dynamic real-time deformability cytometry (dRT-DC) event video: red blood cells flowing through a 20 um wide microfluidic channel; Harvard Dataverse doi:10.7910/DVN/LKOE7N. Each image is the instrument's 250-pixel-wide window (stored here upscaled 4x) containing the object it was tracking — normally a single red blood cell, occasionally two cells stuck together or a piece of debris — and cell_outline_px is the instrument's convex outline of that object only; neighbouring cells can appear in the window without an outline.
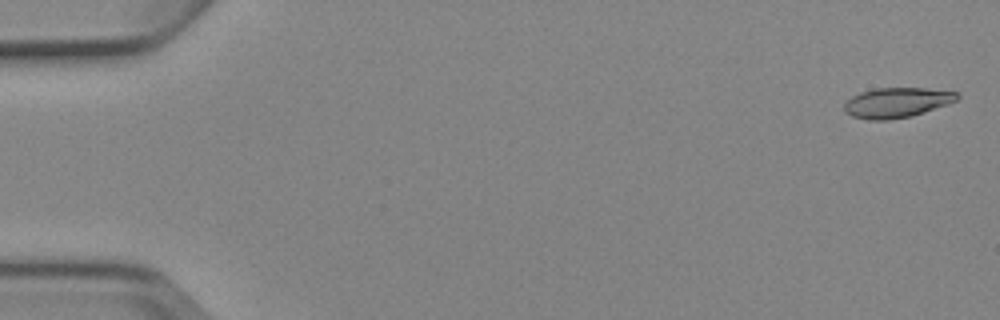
{"species": "Egyptian fruit bat (a non-hibernating species)", "species_latin": "Rousettus aegyptiacus", "temperature_condition": "cold", "stored_images_in_passage": 4, "camera_frame_rate_fps": 3000, "um_per_image_px": 0.085, "animal": {"sex": "female"}, "frame": {"image": 1, "passage_image": 1, "time_ms": 0.0, "image_size_px": [1000, 320], "cell_outline_px": [[960, 96], [956, 100], [948, 104], [912, 116], [888, 120], [868, 120], [852, 116], [844, 112], [844, 104], [852, 96], [860, 92], [876, 88], [924, 88], [956, 92]], "centroid_in_image_um": [76.2, 8.72], "position_along_channel_um": 8.8, "area_um2": 19.71}}